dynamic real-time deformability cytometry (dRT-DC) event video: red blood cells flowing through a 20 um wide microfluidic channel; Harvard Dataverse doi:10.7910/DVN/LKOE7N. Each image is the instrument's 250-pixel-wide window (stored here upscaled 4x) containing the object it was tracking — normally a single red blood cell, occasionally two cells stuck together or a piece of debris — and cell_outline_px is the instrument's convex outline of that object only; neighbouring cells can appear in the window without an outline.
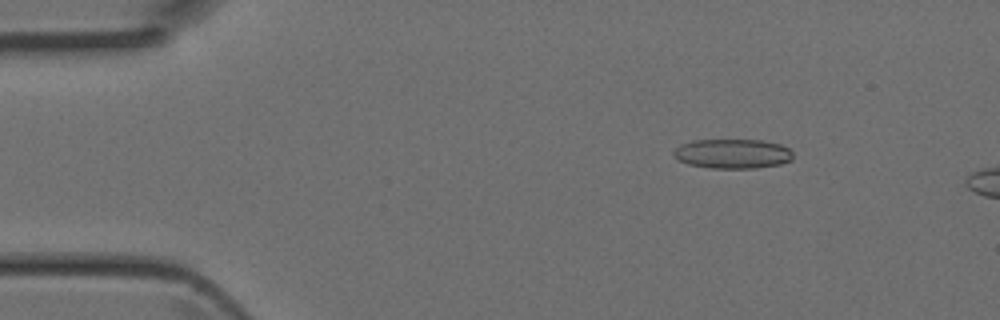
{"species": "Egyptian fruit bat (a non-hibernating species)", "species_latin": "Rousettus aegyptiacus", "temperature_condition": "room temperature", "stored_images_in_passage": 5, "camera_frame_rate_fps": 3000, "um_per_image_px": 0.085, "animal": {"sex": "female"}, "frame": {"image": 1, "passage_image": 3, "time_ms": 0.667, "image_size_px": [1000, 320], "cell_outline_px": [[792, 160], [780, 164], [756, 168], [712, 168], [688, 164], [672, 156], [672, 152], [680, 144], [692, 140], [764, 140], [780, 144], [788, 148], [792, 152]], "centroid_in_image_um": [62.26, 13.06], "position_along_channel_um": 22.7, "area_um2": 20.63}}